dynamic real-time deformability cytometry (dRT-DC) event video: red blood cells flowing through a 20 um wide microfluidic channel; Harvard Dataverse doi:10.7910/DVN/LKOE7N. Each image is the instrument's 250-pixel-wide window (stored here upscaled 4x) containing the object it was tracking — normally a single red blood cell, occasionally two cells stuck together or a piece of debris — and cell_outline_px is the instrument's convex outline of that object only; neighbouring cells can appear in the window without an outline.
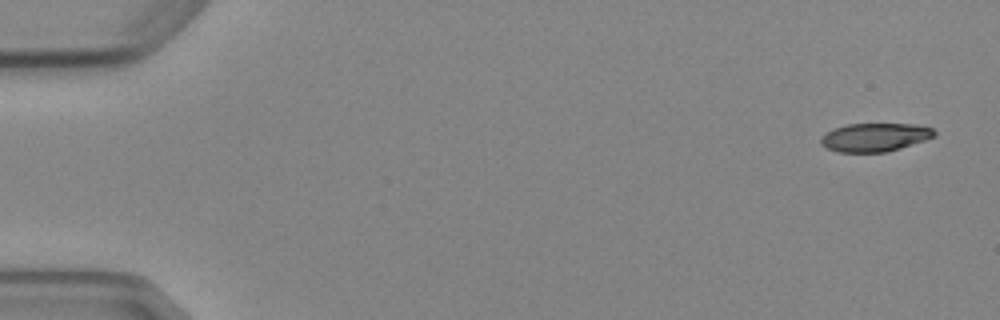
{"species": "Egyptian fruit bat (a non-hibernating species)", "species_latin": "Rousettus aegyptiacus", "temperature_condition": "cold", "stored_images_in_passage": 4, "camera_frame_rate_fps": 3000, "um_per_image_px": 0.085, "animal": {"sex": "female"}, "frame": {"image": 1, "passage_image": 1, "time_ms": 0.0, "image_size_px": [1000, 320], "cell_outline_px": [[936, 136], [900, 148], [884, 152], [840, 152], [828, 148], [820, 144], [820, 136], [832, 128], [848, 124], [916, 124], [932, 128], [936, 132]], "centroid_in_image_um": [74.33, 11.66], "position_along_channel_um": 10.7, "area_um2": 18.79}}
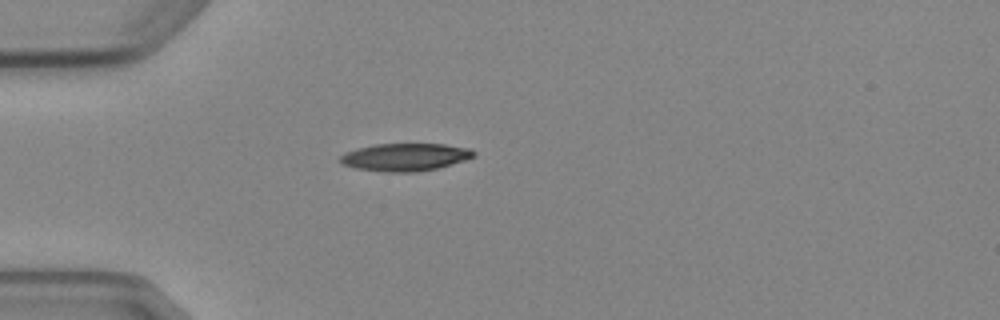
{"frame": {"image": 2, "passage_image": 4, "time_ms": 4.333, "image_size_px": [1000, 320], "cell_outline_px": [[476, 156], [464, 160], [436, 168], [416, 172], [384, 172], [356, 168], [340, 164], [336, 160], [344, 152], [376, 144], [444, 144], [472, 148], [476, 152]], "centroid_in_image_um": [34.42, 13.35], "position_along_channel_um": 50.6, "area_um2": 21.62}}